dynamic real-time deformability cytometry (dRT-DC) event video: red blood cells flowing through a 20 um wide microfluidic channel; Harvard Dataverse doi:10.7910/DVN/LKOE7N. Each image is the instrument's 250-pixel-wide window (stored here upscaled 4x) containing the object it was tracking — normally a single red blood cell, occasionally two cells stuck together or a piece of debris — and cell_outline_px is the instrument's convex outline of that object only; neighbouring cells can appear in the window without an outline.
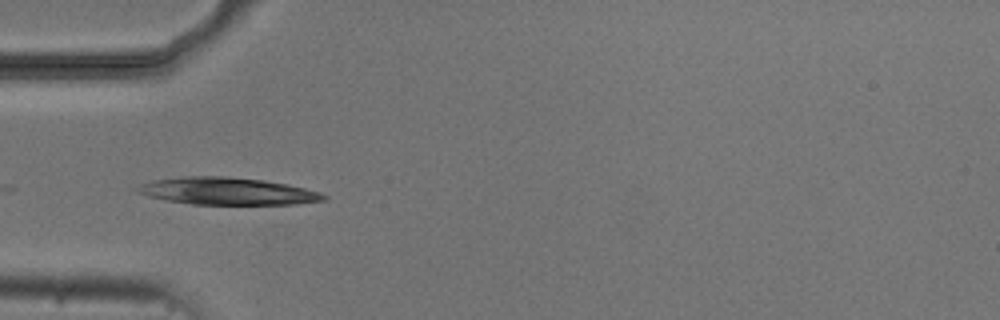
{"species": "common noctule bat (a hibernating species)", "species_latin": "Nyctalus noctula", "temperature_condition": "cold", "stored_images_in_passage": 6, "camera_frame_rate_fps": 3000, "um_per_image_px": 0.085, "animal": {"sex": "male", "body_mass_g": 20.5, "forearm_length_mm": 52.5}, "frame": {"image": 1, "passage_image": 4, "time_ms": 3.333, "image_size_px": [1000, 320], "cell_outline_px": [[328, 200], [296, 204], [192, 204], [164, 200], [148, 196], [136, 192], [132, 188], [140, 184], [152, 180], [184, 176], [224, 176], [264, 180], [288, 184], [320, 192], [328, 196]], "centroid_in_image_um": [19.29, 16.24], "position_along_channel_um": 65.7, "area_um2": 29.82}}
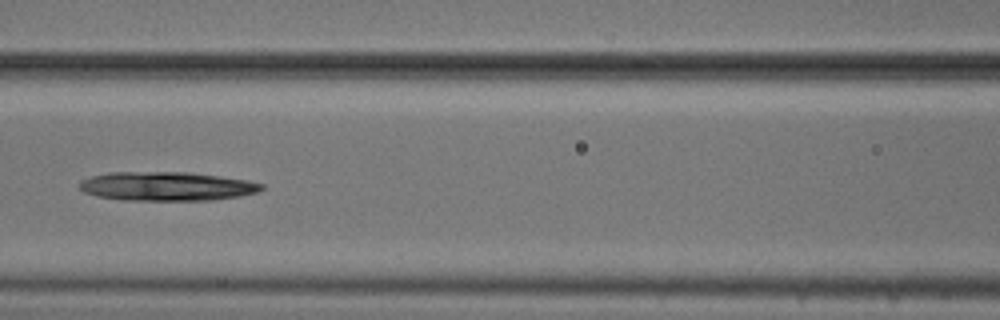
{"frame": {"image": 2, "passage_image": 6, "time_ms": 5.667, "image_size_px": [1000, 320], "cell_outline_px": [[264, 188], [260, 192], [240, 196], [212, 200], [124, 200], [96, 196], [84, 192], [80, 188], [80, 180], [92, 176], [108, 172], [192, 172], [248, 180], [264, 184]], "centroid_in_image_um": [14.21, 15.83], "position_along_channel_um": 152.4, "area_um2": 30.92}}